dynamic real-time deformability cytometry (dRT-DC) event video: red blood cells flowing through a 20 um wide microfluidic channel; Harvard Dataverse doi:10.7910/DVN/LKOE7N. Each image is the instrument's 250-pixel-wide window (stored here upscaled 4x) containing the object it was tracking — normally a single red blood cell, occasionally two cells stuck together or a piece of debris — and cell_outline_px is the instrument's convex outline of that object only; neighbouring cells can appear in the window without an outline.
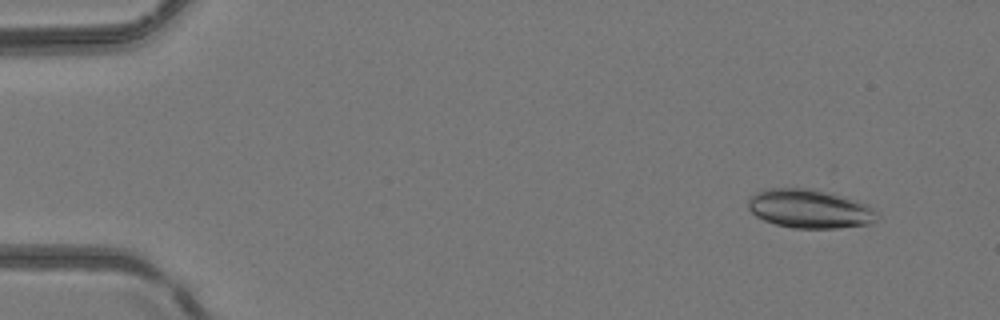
{"species": "common noctule bat (a hibernating species)", "species_latin": "Nyctalus noctula", "temperature_condition": "room temperature", "stored_images_in_passage": 47, "camera_frame_rate_fps": 3000, "um_per_image_px": 0.085, "animal": {"sex": "female", "body_mass_g": 24.6, "forearm_length_mm": 56.2}, "frame": {"image": 1, "passage_image": 1, "time_ms": 0.0, "image_size_px": [1000, 320], "cell_outline_px": [[880, 216], [872, 224], [836, 228], [792, 228], [776, 224], [764, 220], [756, 216], [748, 208], [748, 196], [764, 188], [812, 188], [832, 192], [868, 204]], "centroid_in_image_um": [68.83, 17.73], "position_along_channel_um": 16.2, "area_um2": 29.65}}
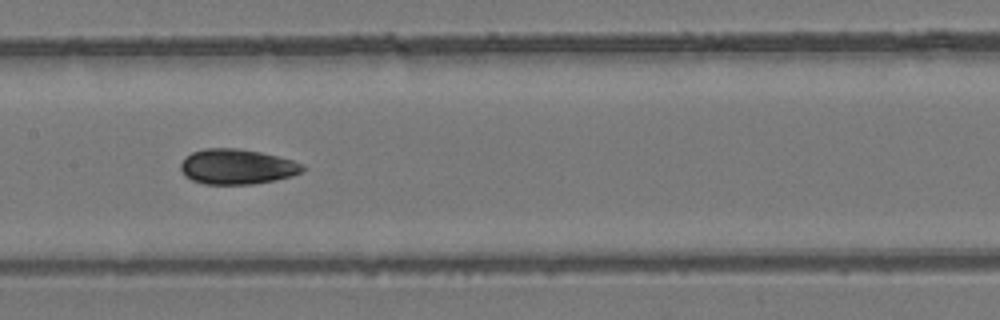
{"frame": {"image": 2, "passage_image": 22, "time_ms": 7.0, "image_size_px": [1000, 320], "cell_outline_px": [[308, 168], [292, 176], [276, 180], [252, 184], [204, 184], [192, 180], [184, 176], [180, 168], [180, 164], [192, 152], [204, 148], [236, 148], [260, 152], [292, 160], [304, 164]], "centroid_in_image_um": [20.16, 14.17], "position_along_channel_um": 187.2, "area_um2": 25.03}}
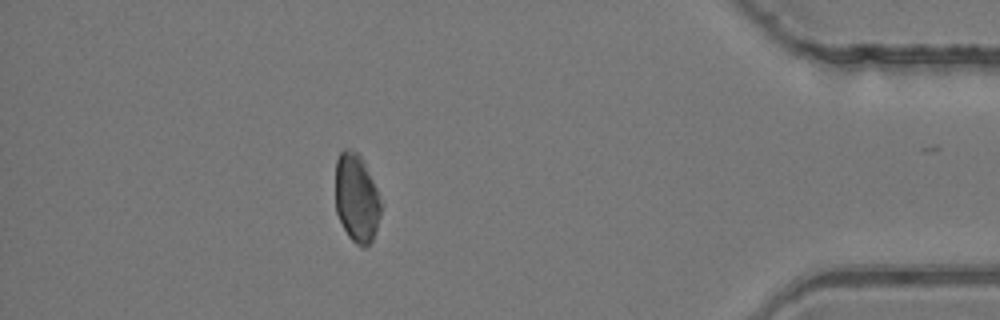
{"frame": {"image": 3, "passage_image": 41, "time_ms": 13.333, "image_size_px": [1000, 320], "cell_outline_px": [[384, 204], [372, 240], [364, 248], [360, 248], [348, 236], [336, 212], [336, 160], [340, 152], [344, 148], [352, 148], [364, 160]], "centroid_in_image_um": [30.33, 16.82], "position_along_channel_um": 404.9, "area_um2": 23.87}, "authors_computed_cell_mechanics": {"area_um2": 24.7962, "velocity_mm_per_s": 4.1824, "shape_relaxation_time_tau1_ms": 7.6593, "shape_relaxation_time_tau2_ms": 3.7919, "deformation_change_tau1": 0.1448, "deformation_change_tau2": 0.0801}}